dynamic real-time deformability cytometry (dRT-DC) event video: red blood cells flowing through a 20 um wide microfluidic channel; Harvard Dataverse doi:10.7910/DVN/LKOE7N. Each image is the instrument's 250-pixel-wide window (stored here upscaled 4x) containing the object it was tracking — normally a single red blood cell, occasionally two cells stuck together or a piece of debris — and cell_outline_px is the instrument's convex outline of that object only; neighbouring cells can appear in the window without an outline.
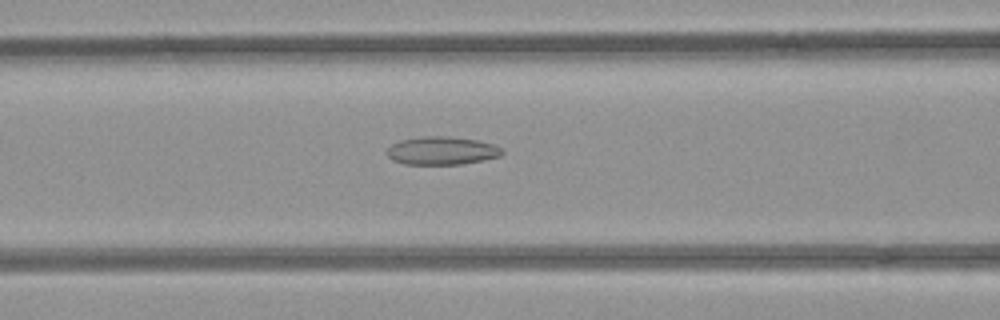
{"species": "common noctule bat (a hibernating species)", "species_latin": "Nyctalus noctula", "temperature_condition": "room temperature", "stored_images_in_passage": 52, "camera_frame_rate_fps": 3000, "um_per_image_px": 0.085, "animal": {"sex": "female", "body_mass_g": 21.9}, "frame": {"image": 1, "passage_image": 21, "time_ms": 6.667, "image_size_px": [1000, 320], "cell_outline_px": [[504, 152], [500, 156], [484, 160], [460, 164], [404, 164], [392, 160], [384, 152], [392, 144], [400, 140], [424, 136], [448, 136], [476, 140], [496, 144]], "centroid_in_image_um": [37.54, 12.81], "position_along_channel_um": 129.1, "area_um2": 18.96}}
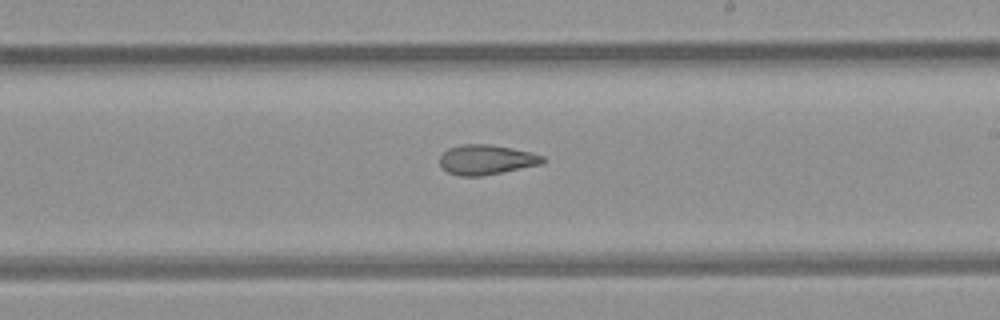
{"frame": {"image": 2, "passage_image": 30, "time_ms": 9.667, "image_size_px": [1000, 320], "cell_outline_px": [[544, 160], [540, 164], [480, 176], [460, 176], [448, 172], [440, 164], [440, 156], [448, 148], [460, 144], [488, 144], [532, 152], [544, 156]], "centroid_in_image_um": [41.31, 13.56], "position_along_channel_um": 247.7, "area_um2": 17.63}}
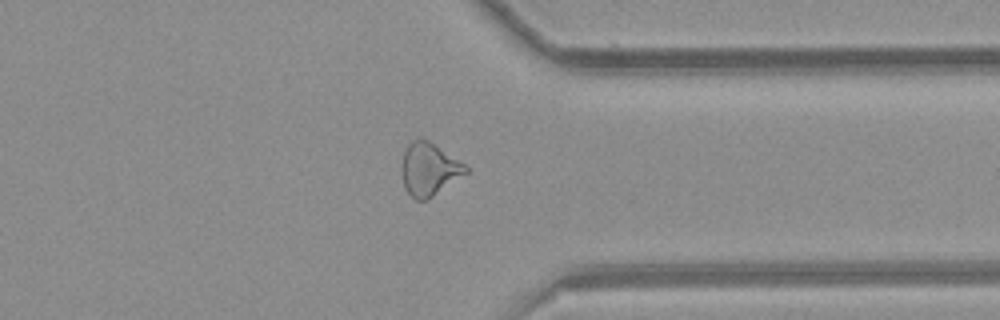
{"frame": {"image": 3, "passage_image": 40, "time_ms": 13.0, "image_size_px": [1000, 320], "cell_outline_px": [[468, 172], [432, 196], [424, 200], [416, 200], [404, 188], [400, 172], [400, 164], [404, 152], [408, 144], [412, 140], [428, 140], [464, 164], [468, 168]], "centroid_in_image_um": [36.42, 14.39], "position_along_channel_um": 375.0, "area_um2": 19.42}, "authors_computed_cell_mechanics": {"area_um2": 20.7213, "velocity_mm_per_s": 3.9564, "shape_relaxation_time_tau1_ms": null, "shape_relaxation_time_tau2_ms": 3.8321, "deformation_change_tau1": null, "deformation_change_tau2": 0.1223}}